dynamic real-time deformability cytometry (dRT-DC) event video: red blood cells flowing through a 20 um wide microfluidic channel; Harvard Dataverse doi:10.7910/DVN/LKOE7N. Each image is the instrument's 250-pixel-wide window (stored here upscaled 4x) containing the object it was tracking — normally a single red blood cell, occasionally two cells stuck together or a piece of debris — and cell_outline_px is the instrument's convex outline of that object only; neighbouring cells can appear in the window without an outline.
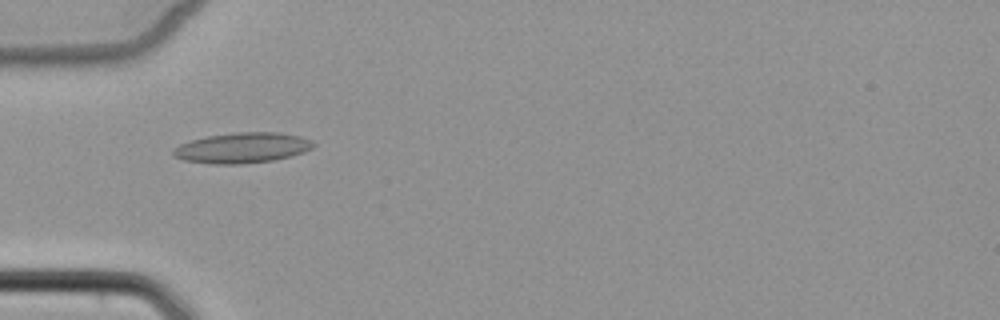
{"species": "common noctule bat (a hibernating species)", "species_latin": "Nyctalus noctula", "temperature_condition": "cold", "stored_images_in_passage": 4, "camera_frame_rate_fps": 3000, "um_per_image_px": 0.085, "animal": {"sex": "female", "body_mass_g": 22.7, "forearm_length_mm": 54.2}, "frame": {"image": 1, "passage_image": 4, "time_ms": 4.667, "image_size_px": [1000, 320], "cell_outline_px": [[316, 144], [312, 148], [304, 152], [272, 160], [240, 164], [208, 164], [184, 160], [172, 156], [172, 148], [180, 144], [192, 140], [208, 136], [232, 132], [280, 132], [300, 136], [312, 140]], "centroid_in_image_um": [20.57, 12.56], "position_along_channel_um": 64.4, "area_um2": 24.97}}